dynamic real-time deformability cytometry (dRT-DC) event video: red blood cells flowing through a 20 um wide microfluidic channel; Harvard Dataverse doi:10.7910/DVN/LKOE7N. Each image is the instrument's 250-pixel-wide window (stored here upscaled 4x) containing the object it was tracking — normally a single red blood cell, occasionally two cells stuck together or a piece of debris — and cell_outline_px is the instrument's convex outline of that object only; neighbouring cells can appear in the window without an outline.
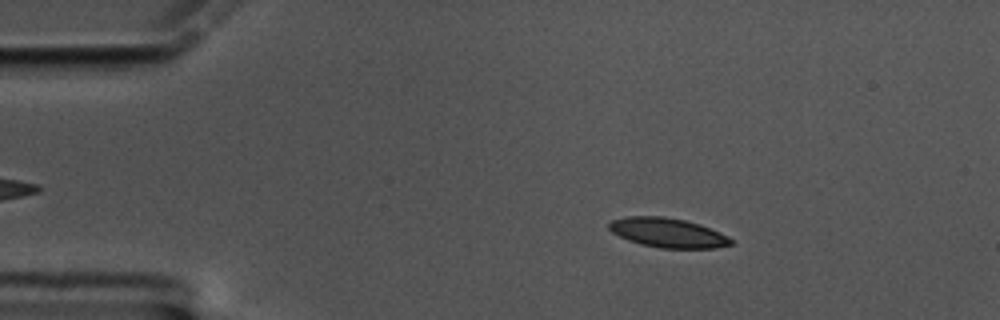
{"species": "common noctule bat (a hibernating species)", "species_latin": "Nyctalus noctula", "temperature_condition": "cold", "stored_images_in_passage": 45, "camera_frame_rate_fps": 3000, "um_per_image_px": 0.085, "animal": {"sex": "male", "body_mass_g": 17.5, "forearm_length_mm": 52.3}, "frame": {"image": 1, "passage_image": 5, "time_ms": 1.333, "image_size_px": [1000, 320], "cell_outline_px": [[732, 244], [712, 248], [660, 248], [640, 244], [628, 240], [612, 232], [608, 228], [608, 224], [612, 220], [624, 216], [664, 216], [684, 220], [700, 224], [720, 232], [728, 236], [732, 240]], "centroid_in_image_um": [56.74, 19.77], "position_along_channel_um": 28.3, "area_um2": 20.92}}
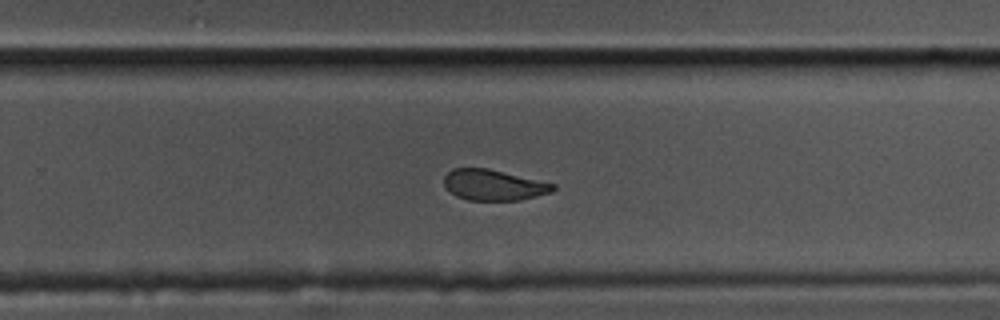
{"frame": {"image": 2, "passage_image": 33, "time_ms": 10.667, "image_size_px": [1000, 320], "cell_outline_px": [[556, 188], [552, 192], [520, 200], [468, 200], [456, 196], [444, 184], [444, 176], [452, 168], [488, 168], [556, 184]], "centroid_in_image_um": [41.97, 15.72], "position_along_channel_um": 287.8, "area_um2": 19.48}}
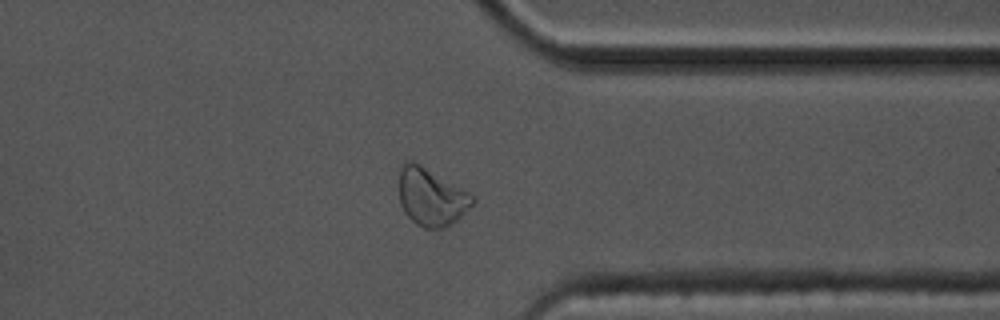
{"frame": {"image": 3, "passage_image": 41, "time_ms": 13.333, "image_size_px": [1000, 320], "cell_outline_px": [[476, 200], [456, 220], [444, 228], [424, 228], [416, 224], [404, 212], [400, 204], [400, 164], [408, 160], [412, 160], [420, 164], [468, 192]], "centroid_in_image_um": [36.62, 16.73], "position_along_channel_um": 374.8, "area_um2": 24.28}, "authors_computed_cell_mechanics": {"area_um2": 21.3282, "velocity_mm_per_s": 3.397, "shape_relaxation_time_tau1_ms": 5.379, "shape_relaxation_time_tau2_ms": 2.5191, "deformation_change_tau1": 0.1302, "deformation_change_tau2": 0.0859}}